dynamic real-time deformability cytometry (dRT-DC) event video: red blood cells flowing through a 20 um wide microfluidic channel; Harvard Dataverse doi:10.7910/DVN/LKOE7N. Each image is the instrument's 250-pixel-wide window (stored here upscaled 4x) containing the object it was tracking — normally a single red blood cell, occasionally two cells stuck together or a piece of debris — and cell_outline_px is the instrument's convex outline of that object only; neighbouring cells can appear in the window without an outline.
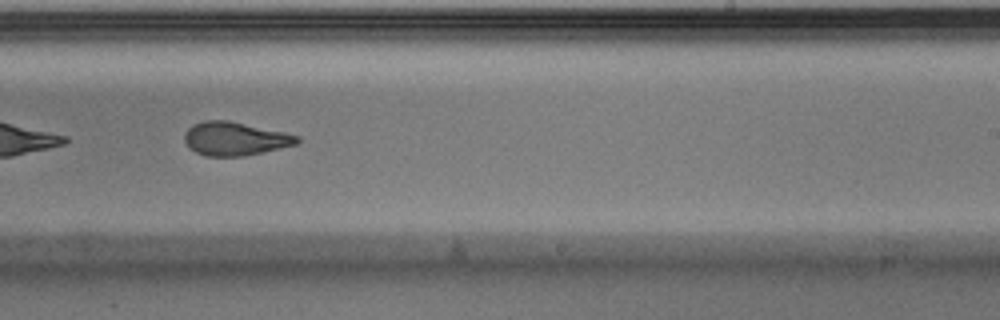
{"species": "Egyptian fruit bat (a non-hibernating species)", "species_latin": "Rousettus aegyptiacus", "temperature_condition": "warm", "stored_images_in_passage": 36, "camera_frame_rate_fps": 3000, "um_per_image_px": 0.085, "animal": {"sex": "male"}, "frame": {"image": 1, "passage_image": 31, "time_ms": 10.0, "image_size_px": [1000, 320], "cell_outline_px": [[300, 140], [296, 144], [280, 148], [244, 156], [204, 156], [196, 152], [184, 140], [184, 132], [192, 124], [204, 120], [228, 120], [284, 132], [300, 136]], "centroid_in_image_um": [19.96, 11.78], "position_along_channel_um": 269.0, "area_um2": 21.91}}